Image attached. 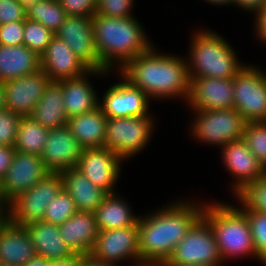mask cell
I'll return each mask as SVG.
<instances>
[{"instance_id": "cell-1", "label": "cell", "mask_w": 266, "mask_h": 266, "mask_svg": "<svg viewBox=\"0 0 266 266\" xmlns=\"http://www.w3.org/2000/svg\"><path fill=\"white\" fill-rule=\"evenodd\" d=\"M204 205L175 202L138 220L141 263L163 265L176 245L202 216Z\"/></svg>"}, {"instance_id": "cell-2", "label": "cell", "mask_w": 266, "mask_h": 266, "mask_svg": "<svg viewBox=\"0 0 266 266\" xmlns=\"http://www.w3.org/2000/svg\"><path fill=\"white\" fill-rule=\"evenodd\" d=\"M156 52L152 46L128 61L119 70L121 77L149 98L181 97L187 100L190 83L187 59Z\"/></svg>"}, {"instance_id": "cell-3", "label": "cell", "mask_w": 266, "mask_h": 266, "mask_svg": "<svg viewBox=\"0 0 266 266\" xmlns=\"http://www.w3.org/2000/svg\"><path fill=\"white\" fill-rule=\"evenodd\" d=\"M92 27L101 71H111L116 62L120 70L153 46L134 17L118 18L96 13L92 17Z\"/></svg>"}, {"instance_id": "cell-4", "label": "cell", "mask_w": 266, "mask_h": 266, "mask_svg": "<svg viewBox=\"0 0 266 266\" xmlns=\"http://www.w3.org/2000/svg\"><path fill=\"white\" fill-rule=\"evenodd\" d=\"M188 64L189 77L233 79L245 66L232 46L212 30H202L192 37Z\"/></svg>"}, {"instance_id": "cell-5", "label": "cell", "mask_w": 266, "mask_h": 266, "mask_svg": "<svg viewBox=\"0 0 266 266\" xmlns=\"http://www.w3.org/2000/svg\"><path fill=\"white\" fill-rule=\"evenodd\" d=\"M202 216L212 227L223 261L242 256L256 257L250 225L242 209L211 203L204 205Z\"/></svg>"}, {"instance_id": "cell-6", "label": "cell", "mask_w": 266, "mask_h": 266, "mask_svg": "<svg viewBox=\"0 0 266 266\" xmlns=\"http://www.w3.org/2000/svg\"><path fill=\"white\" fill-rule=\"evenodd\" d=\"M222 261L212 227L201 216L161 266H221Z\"/></svg>"}, {"instance_id": "cell-7", "label": "cell", "mask_w": 266, "mask_h": 266, "mask_svg": "<svg viewBox=\"0 0 266 266\" xmlns=\"http://www.w3.org/2000/svg\"><path fill=\"white\" fill-rule=\"evenodd\" d=\"M153 120L151 115L107 118L104 147L123 160L136 155L149 144L155 126Z\"/></svg>"}, {"instance_id": "cell-8", "label": "cell", "mask_w": 266, "mask_h": 266, "mask_svg": "<svg viewBox=\"0 0 266 266\" xmlns=\"http://www.w3.org/2000/svg\"><path fill=\"white\" fill-rule=\"evenodd\" d=\"M194 113L191 132L200 142L222 147L243 139L247 121L236 109L195 110Z\"/></svg>"}, {"instance_id": "cell-9", "label": "cell", "mask_w": 266, "mask_h": 266, "mask_svg": "<svg viewBox=\"0 0 266 266\" xmlns=\"http://www.w3.org/2000/svg\"><path fill=\"white\" fill-rule=\"evenodd\" d=\"M63 189L59 172H50L30 190L18 195L10 202L8 219L19 226L42 221L49 203Z\"/></svg>"}, {"instance_id": "cell-10", "label": "cell", "mask_w": 266, "mask_h": 266, "mask_svg": "<svg viewBox=\"0 0 266 266\" xmlns=\"http://www.w3.org/2000/svg\"><path fill=\"white\" fill-rule=\"evenodd\" d=\"M234 103L248 121H266V74L245 65L233 78Z\"/></svg>"}, {"instance_id": "cell-11", "label": "cell", "mask_w": 266, "mask_h": 266, "mask_svg": "<svg viewBox=\"0 0 266 266\" xmlns=\"http://www.w3.org/2000/svg\"><path fill=\"white\" fill-rule=\"evenodd\" d=\"M97 260L117 264L126 259L140 265L138 223L124 228L98 231V236L89 253Z\"/></svg>"}, {"instance_id": "cell-12", "label": "cell", "mask_w": 266, "mask_h": 266, "mask_svg": "<svg viewBox=\"0 0 266 266\" xmlns=\"http://www.w3.org/2000/svg\"><path fill=\"white\" fill-rule=\"evenodd\" d=\"M122 158L106 147L82 150L76 169L94 185L108 194L115 193L114 185L120 175Z\"/></svg>"}, {"instance_id": "cell-13", "label": "cell", "mask_w": 266, "mask_h": 266, "mask_svg": "<svg viewBox=\"0 0 266 266\" xmlns=\"http://www.w3.org/2000/svg\"><path fill=\"white\" fill-rule=\"evenodd\" d=\"M49 81L50 77L40 69L3 83L5 108L22 117L31 116Z\"/></svg>"}, {"instance_id": "cell-14", "label": "cell", "mask_w": 266, "mask_h": 266, "mask_svg": "<svg viewBox=\"0 0 266 266\" xmlns=\"http://www.w3.org/2000/svg\"><path fill=\"white\" fill-rule=\"evenodd\" d=\"M186 102L192 111L233 109V79L190 77Z\"/></svg>"}, {"instance_id": "cell-15", "label": "cell", "mask_w": 266, "mask_h": 266, "mask_svg": "<svg viewBox=\"0 0 266 266\" xmlns=\"http://www.w3.org/2000/svg\"><path fill=\"white\" fill-rule=\"evenodd\" d=\"M102 100L99 106L107 118L150 115L147 111L150 98L123 77L119 83L108 88Z\"/></svg>"}, {"instance_id": "cell-16", "label": "cell", "mask_w": 266, "mask_h": 266, "mask_svg": "<svg viewBox=\"0 0 266 266\" xmlns=\"http://www.w3.org/2000/svg\"><path fill=\"white\" fill-rule=\"evenodd\" d=\"M49 173L40 156L16 151L2 179L4 194L11 202L18 195L30 190Z\"/></svg>"}, {"instance_id": "cell-17", "label": "cell", "mask_w": 266, "mask_h": 266, "mask_svg": "<svg viewBox=\"0 0 266 266\" xmlns=\"http://www.w3.org/2000/svg\"><path fill=\"white\" fill-rule=\"evenodd\" d=\"M55 35L90 69L101 71V60L93 36L92 17L67 16Z\"/></svg>"}, {"instance_id": "cell-18", "label": "cell", "mask_w": 266, "mask_h": 266, "mask_svg": "<svg viewBox=\"0 0 266 266\" xmlns=\"http://www.w3.org/2000/svg\"><path fill=\"white\" fill-rule=\"evenodd\" d=\"M221 149L223 163L227 170L235 176V184L232 185L235 196L249 183L256 182L266 176V170L243 139L231 141L223 145Z\"/></svg>"}, {"instance_id": "cell-19", "label": "cell", "mask_w": 266, "mask_h": 266, "mask_svg": "<svg viewBox=\"0 0 266 266\" xmlns=\"http://www.w3.org/2000/svg\"><path fill=\"white\" fill-rule=\"evenodd\" d=\"M83 148L68 125L49 129L41 159L50 172L76 168Z\"/></svg>"}, {"instance_id": "cell-20", "label": "cell", "mask_w": 266, "mask_h": 266, "mask_svg": "<svg viewBox=\"0 0 266 266\" xmlns=\"http://www.w3.org/2000/svg\"><path fill=\"white\" fill-rule=\"evenodd\" d=\"M40 63L42 71L56 81L77 78L90 70L56 35L40 56Z\"/></svg>"}, {"instance_id": "cell-21", "label": "cell", "mask_w": 266, "mask_h": 266, "mask_svg": "<svg viewBox=\"0 0 266 266\" xmlns=\"http://www.w3.org/2000/svg\"><path fill=\"white\" fill-rule=\"evenodd\" d=\"M35 256V247L25 226L7 219L0 227V263L25 266Z\"/></svg>"}, {"instance_id": "cell-22", "label": "cell", "mask_w": 266, "mask_h": 266, "mask_svg": "<svg viewBox=\"0 0 266 266\" xmlns=\"http://www.w3.org/2000/svg\"><path fill=\"white\" fill-rule=\"evenodd\" d=\"M108 71L90 69L88 72L72 79L61 80L63 104L68 118L92 111L99 107V98L94 87L89 83L88 76L105 75Z\"/></svg>"}, {"instance_id": "cell-23", "label": "cell", "mask_w": 266, "mask_h": 266, "mask_svg": "<svg viewBox=\"0 0 266 266\" xmlns=\"http://www.w3.org/2000/svg\"><path fill=\"white\" fill-rule=\"evenodd\" d=\"M96 217L93 212L77 211L66 222L59 225L64 242L75 254L87 255L98 236Z\"/></svg>"}, {"instance_id": "cell-24", "label": "cell", "mask_w": 266, "mask_h": 266, "mask_svg": "<svg viewBox=\"0 0 266 266\" xmlns=\"http://www.w3.org/2000/svg\"><path fill=\"white\" fill-rule=\"evenodd\" d=\"M25 228L34 244L36 255L54 261L70 258L75 254L60 235L59 225L42 220L32 222Z\"/></svg>"}, {"instance_id": "cell-25", "label": "cell", "mask_w": 266, "mask_h": 266, "mask_svg": "<svg viewBox=\"0 0 266 266\" xmlns=\"http://www.w3.org/2000/svg\"><path fill=\"white\" fill-rule=\"evenodd\" d=\"M63 189L70 195L78 211L93 212L103 202L108 193L94 185L78 169L60 172Z\"/></svg>"}, {"instance_id": "cell-26", "label": "cell", "mask_w": 266, "mask_h": 266, "mask_svg": "<svg viewBox=\"0 0 266 266\" xmlns=\"http://www.w3.org/2000/svg\"><path fill=\"white\" fill-rule=\"evenodd\" d=\"M40 69V56L27 46L0 45V82L33 74Z\"/></svg>"}, {"instance_id": "cell-27", "label": "cell", "mask_w": 266, "mask_h": 266, "mask_svg": "<svg viewBox=\"0 0 266 266\" xmlns=\"http://www.w3.org/2000/svg\"><path fill=\"white\" fill-rule=\"evenodd\" d=\"M107 116L100 106L68 118L67 125L83 149L104 147Z\"/></svg>"}, {"instance_id": "cell-28", "label": "cell", "mask_w": 266, "mask_h": 266, "mask_svg": "<svg viewBox=\"0 0 266 266\" xmlns=\"http://www.w3.org/2000/svg\"><path fill=\"white\" fill-rule=\"evenodd\" d=\"M61 81L50 80L31 117L43 127L52 129L67 124Z\"/></svg>"}, {"instance_id": "cell-29", "label": "cell", "mask_w": 266, "mask_h": 266, "mask_svg": "<svg viewBox=\"0 0 266 266\" xmlns=\"http://www.w3.org/2000/svg\"><path fill=\"white\" fill-rule=\"evenodd\" d=\"M118 194H108L94 211L99 231L130 227L138 223L139 216H135L129 204Z\"/></svg>"}, {"instance_id": "cell-30", "label": "cell", "mask_w": 266, "mask_h": 266, "mask_svg": "<svg viewBox=\"0 0 266 266\" xmlns=\"http://www.w3.org/2000/svg\"><path fill=\"white\" fill-rule=\"evenodd\" d=\"M49 129L37 123L31 116L22 117L14 148L17 152L41 156Z\"/></svg>"}, {"instance_id": "cell-31", "label": "cell", "mask_w": 266, "mask_h": 266, "mask_svg": "<svg viewBox=\"0 0 266 266\" xmlns=\"http://www.w3.org/2000/svg\"><path fill=\"white\" fill-rule=\"evenodd\" d=\"M27 19L39 22L56 33L67 15L59 0H39L26 11Z\"/></svg>"}, {"instance_id": "cell-32", "label": "cell", "mask_w": 266, "mask_h": 266, "mask_svg": "<svg viewBox=\"0 0 266 266\" xmlns=\"http://www.w3.org/2000/svg\"><path fill=\"white\" fill-rule=\"evenodd\" d=\"M243 140L266 170V121H248L244 127Z\"/></svg>"}, {"instance_id": "cell-33", "label": "cell", "mask_w": 266, "mask_h": 266, "mask_svg": "<svg viewBox=\"0 0 266 266\" xmlns=\"http://www.w3.org/2000/svg\"><path fill=\"white\" fill-rule=\"evenodd\" d=\"M241 206L250 225L256 258L266 264V213Z\"/></svg>"}, {"instance_id": "cell-34", "label": "cell", "mask_w": 266, "mask_h": 266, "mask_svg": "<svg viewBox=\"0 0 266 266\" xmlns=\"http://www.w3.org/2000/svg\"><path fill=\"white\" fill-rule=\"evenodd\" d=\"M23 45L35 51L39 56L46 50V47L55 37V33L39 22L29 19L24 20Z\"/></svg>"}, {"instance_id": "cell-35", "label": "cell", "mask_w": 266, "mask_h": 266, "mask_svg": "<svg viewBox=\"0 0 266 266\" xmlns=\"http://www.w3.org/2000/svg\"><path fill=\"white\" fill-rule=\"evenodd\" d=\"M77 211L70 195L62 189L46 208L43 221L60 225L66 222Z\"/></svg>"}, {"instance_id": "cell-36", "label": "cell", "mask_w": 266, "mask_h": 266, "mask_svg": "<svg viewBox=\"0 0 266 266\" xmlns=\"http://www.w3.org/2000/svg\"><path fill=\"white\" fill-rule=\"evenodd\" d=\"M236 197L248 209L266 213V176L249 183Z\"/></svg>"}, {"instance_id": "cell-37", "label": "cell", "mask_w": 266, "mask_h": 266, "mask_svg": "<svg viewBox=\"0 0 266 266\" xmlns=\"http://www.w3.org/2000/svg\"><path fill=\"white\" fill-rule=\"evenodd\" d=\"M22 119L7 108L0 110V145L14 147L16 142L17 130Z\"/></svg>"}, {"instance_id": "cell-38", "label": "cell", "mask_w": 266, "mask_h": 266, "mask_svg": "<svg viewBox=\"0 0 266 266\" xmlns=\"http://www.w3.org/2000/svg\"><path fill=\"white\" fill-rule=\"evenodd\" d=\"M134 0H97V14L110 17L128 18Z\"/></svg>"}, {"instance_id": "cell-39", "label": "cell", "mask_w": 266, "mask_h": 266, "mask_svg": "<svg viewBox=\"0 0 266 266\" xmlns=\"http://www.w3.org/2000/svg\"><path fill=\"white\" fill-rule=\"evenodd\" d=\"M67 16L93 17L97 13V0H59Z\"/></svg>"}, {"instance_id": "cell-40", "label": "cell", "mask_w": 266, "mask_h": 266, "mask_svg": "<svg viewBox=\"0 0 266 266\" xmlns=\"http://www.w3.org/2000/svg\"><path fill=\"white\" fill-rule=\"evenodd\" d=\"M24 21L0 25V45L17 46L23 44Z\"/></svg>"}, {"instance_id": "cell-41", "label": "cell", "mask_w": 266, "mask_h": 266, "mask_svg": "<svg viewBox=\"0 0 266 266\" xmlns=\"http://www.w3.org/2000/svg\"><path fill=\"white\" fill-rule=\"evenodd\" d=\"M26 18V10L19 0H0V25L24 21Z\"/></svg>"}, {"instance_id": "cell-42", "label": "cell", "mask_w": 266, "mask_h": 266, "mask_svg": "<svg viewBox=\"0 0 266 266\" xmlns=\"http://www.w3.org/2000/svg\"><path fill=\"white\" fill-rule=\"evenodd\" d=\"M16 150L14 147L0 145V179L2 180L9 169Z\"/></svg>"}, {"instance_id": "cell-43", "label": "cell", "mask_w": 266, "mask_h": 266, "mask_svg": "<svg viewBox=\"0 0 266 266\" xmlns=\"http://www.w3.org/2000/svg\"><path fill=\"white\" fill-rule=\"evenodd\" d=\"M255 18L256 37L266 43V5L256 14Z\"/></svg>"}, {"instance_id": "cell-44", "label": "cell", "mask_w": 266, "mask_h": 266, "mask_svg": "<svg viewBox=\"0 0 266 266\" xmlns=\"http://www.w3.org/2000/svg\"><path fill=\"white\" fill-rule=\"evenodd\" d=\"M234 4L245 11L254 12L256 15L266 5V0H234Z\"/></svg>"}, {"instance_id": "cell-45", "label": "cell", "mask_w": 266, "mask_h": 266, "mask_svg": "<svg viewBox=\"0 0 266 266\" xmlns=\"http://www.w3.org/2000/svg\"><path fill=\"white\" fill-rule=\"evenodd\" d=\"M83 255L74 254L70 258L52 261V266H81Z\"/></svg>"}, {"instance_id": "cell-46", "label": "cell", "mask_w": 266, "mask_h": 266, "mask_svg": "<svg viewBox=\"0 0 266 266\" xmlns=\"http://www.w3.org/2000/svg\"><path fill=\"white\" fill-rule=\"evenodd\" d=\"M81 266H119L114 263H109L106 261L97 260L92 257L90 254L83 255Z\"/></svg>"}, {"instance_id": "cell-47", "label": "cell", "mask_w": 266, "mask_h": 266, "mask_svg": "<svg viewBox=\"0 0 266 266\" xmlns=\"http://www.w3.org/2000/svg\"><path fill=\"white\" fill-rule=\"evenodd\" d=\"M25 266H52V261L45 257L36 255Z\"/></svg>"}, {"instance_id": "cell-48", "label": "cell", "mask_w": 266, "mask_h": 266, "mask_svg": "<svg viewBox=\"0 0 266 266\" xmlns=\"http://www.w3.org/2000/svg\"><path fill=\"white\" fill-rule=\"evenodd\" d=\"M9 209L10 202L4 194L2 180L0 179V210H5L7 213H9Z\"/></svg>"}, {"instance_id": "cell-49", "label": "cell", "mask_w": 266, "mask_h": 266, "mask_svg": "<svg viewBox=\"0 0 266 266\" xmlns=\"http://www.w3.org/2000/svg\"><path fill=\"white\" fill-rule=\"evenodd\" d=\"M39 0H19L21 6L28 11L29 8L33 7Z\"/></svg>"}, {"instance_id": "cell-50", "label": "cell", "mask_w": 266, "mask_h": 266, "mask_svg": "<svg viewBox=\"0 0 266 266\" xmlns=\"http://www.w3.org/2000/svg\"><path fill=\"white\" fill-rule=\"evenodd\" d=\"M208 3L214 4V5H233L234 0H205ZM233 3V4H232Z\"/></svg>"}, {"instance_id": "cell-51", "label": "cell", "mask_w": 266, "mask_h": 266, "mask_svg": "<svg viewBox=\"0 0 266 266\" xmlns=\"http://www.w3.org/2000/svg\"><path fill=\"white\" fill-rule=\"evenodd\" d=\"M5 108L3 83L0 82V110Z\"/></svg>"}, {"instance_id": "cell-52", "label": "cell", "mask_w": 266, "mask_h": 266, "mask_svg": "<svg viewBox=\"0 0 266 266\" xmlns=\"http://www.w3.org/2000/svg\"><path fill=\"white\" fill-rule=\"evenodd\" d=\"M8 219V213L5 210H0V227Z\"/></svg>"}, {"instance_id": "cell-53", "label": "cell", "mask_w": 266, "mask_h": 266, "mask_svg": "<svg viewBox=\"0 0 266 266\" xmlns=\"http://www.w3.org/2000/svg\"><path fill=\"white\" fill-rule=\"evenodd\" d=\"M134 266H159V265L142 263V264H140V265H135V264H134Z\"/></svg>"}, {"instance_id": "cell-54", "label": "cell", "mask_w": 266, "mask_h": 266, "mask_svg": "<svg viewBox=\"0 0 266 266\" xmlns=\"http://www.w3.org/2000/svg\"><path fill=\"white\" fill-rule=\"evenodd\" d=\"M0 266H8V265H6V264H4V263H0Z\"/></svg>"}]
</instances>
